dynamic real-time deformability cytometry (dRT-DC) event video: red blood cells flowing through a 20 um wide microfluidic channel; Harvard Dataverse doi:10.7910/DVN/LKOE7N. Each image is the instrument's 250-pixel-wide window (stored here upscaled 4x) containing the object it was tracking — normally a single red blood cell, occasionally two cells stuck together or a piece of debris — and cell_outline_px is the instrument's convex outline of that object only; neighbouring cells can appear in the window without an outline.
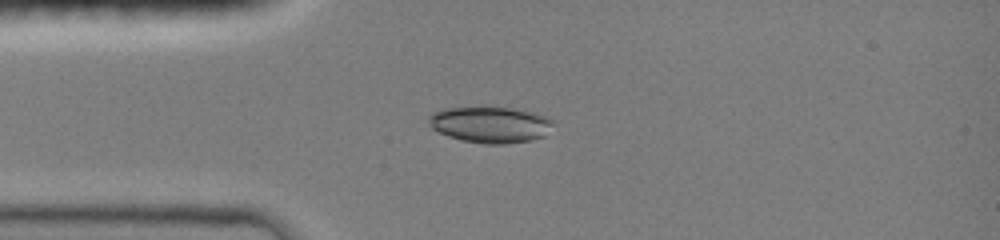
{"species": "common noctule bat (a hibernating species)", "species_latin": "Nyctalus noctula", "temperature_condition": "room temperature", "stored_images_in_passage": 37, "camera_frame_rate_fps": 3000, "um_per_image_px": 0.085, "animal": {"sex": "female", "body_mass_g": 19.0, "forearm_length_mm": 51.5}, "frame": {"image": 1, "passage_image": 1, "time_ms": 0.0, "image_size_px": [1000, 240], "cell_outline_px": [[552, 124], [544, 136], [532, 140], [504, 144], [484, 144], [460, 140], [448, 136], [432, 128], [428, 120], [428, 116], [432, 112], [444, 108], [484, 104], [512, 108], [532, 112], [548, 116], [552, 120]], "centroid_in_image_um": [41.63, 10.55], "position_along_channel_um": 43.4, "area_um2": 27.05}}
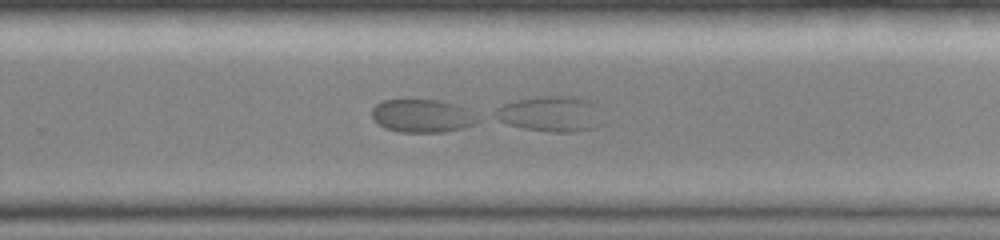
{"frame": {"image": 2, "passage_image": 21, "time_ms": 6.667, "image_size_px": [1000, 240], "cell_outline_px": [[480, 120], [476, 124], [464, 128], [444, 132], [400, 132], [384, 128], [372, 116], [372, 108], [376, 104], [384, 100], [440, 100], [464, 108]], "centroid_in_image_um": [35.88, 9.86], "position_along_channel_um": 293.9, "area_um2": 20.17}}
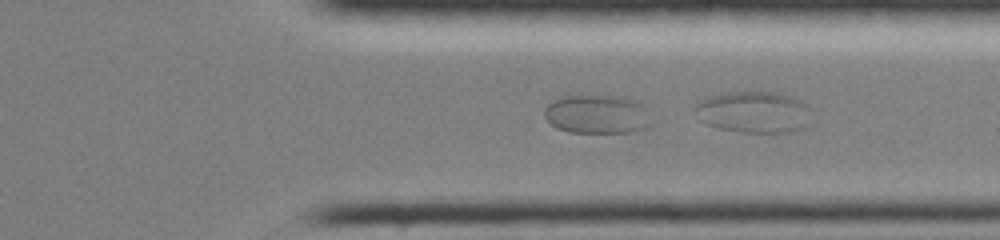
{"frame": {"image": 3, "passage_image": 26, "time_ms": 8.333, "image_size_px": [1000, 240], "cell_outline_px": [[808, 108], [804, 128], [792, 132], [744, 132], [720, 128], [704, 124], [700, 120], [692, 108], [696, 100], [708, 96], [724, 92], [780, 92], [800, 100], [808, 104]], "centroid_in_image_um": [63.96, 9.5], "position_along_channel_um": 347.4, "area_um2": 28.32}}